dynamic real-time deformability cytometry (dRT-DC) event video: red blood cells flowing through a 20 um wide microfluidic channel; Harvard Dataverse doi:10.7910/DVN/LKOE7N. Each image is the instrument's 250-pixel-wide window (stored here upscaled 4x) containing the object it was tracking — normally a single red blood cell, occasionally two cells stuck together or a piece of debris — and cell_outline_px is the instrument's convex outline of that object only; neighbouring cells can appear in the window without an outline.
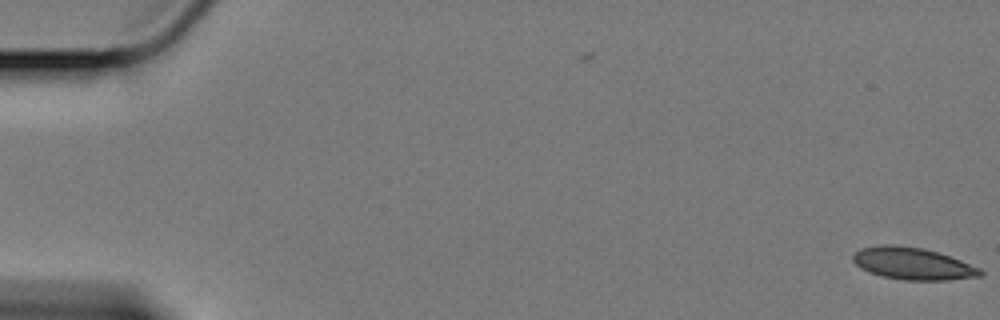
{"species": "Egyptian fruit bat (a non-hibernating species)", "species_latin": "Rousettus aegyptiacus", "temperature_condition": "cold", "stored_images_in_passage": 4, "camera_frame_rate_fps": 3000, "um_per_image_px": 0.085, "animal": {"sex": "female"}, "frame": {"image": 1, "passage_image": 4, "time_ms": 1.0, "image_size_px": [1000, 320], "cell_outline_px": [[984, 272], [980, 276], [948, 280], [904, 280], [884, 276], [860, 268], [852, 260], [852, 256], [860, 248], [880, 244], [892, 244], [924, 248], [952, 256], [980, 268]], "centroid_in_image_um": [77.6, 22.39], "position_along_channel_um": 7.4, "area_um2": 23.87}}